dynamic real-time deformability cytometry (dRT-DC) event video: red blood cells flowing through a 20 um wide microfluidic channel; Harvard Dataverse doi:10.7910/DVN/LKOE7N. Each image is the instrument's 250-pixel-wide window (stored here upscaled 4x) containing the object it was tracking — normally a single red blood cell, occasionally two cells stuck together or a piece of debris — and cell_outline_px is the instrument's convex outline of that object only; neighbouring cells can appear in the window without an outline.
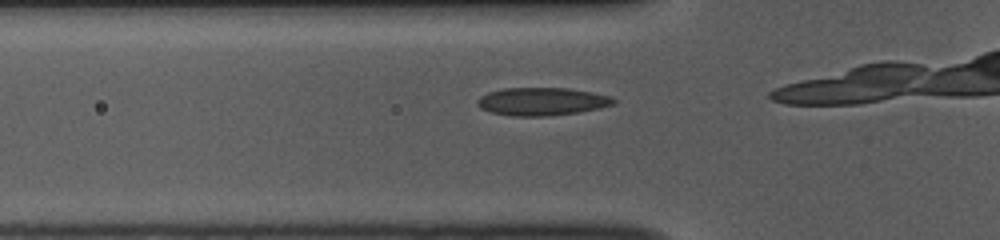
{"species": "common noctule bat (a hibernating species)", "species_latin": "Nyctalus noctula", "temperature_condition": "room temperature", "stored_images_in_passage": 13, "camera_frame_rate_fps": 3000, "um_per_image_px": 0.085, "animal": {"sex": "female", "body_mass_g": 10.0, "forearm_length_mm": 53.1}, "frame": {"image": 1, "passage_image": 8, "time_ms": 2.333, "image_size_px": [1000, 240], "cell_outline_px": [[616, 104], [600, 108], [576, 112], [544, 116], [512, 116], [492, 112], [480, 108], [476, 104], [476, 100], [480, 96], [488, 92], [504, 88], [568, 88], [592, 92], [612, 96], [616, 100]], "centroid_in_image_um": [46.06, 8.62], "position_along_channel_um": 79.7, "area_um2": 22.2}}
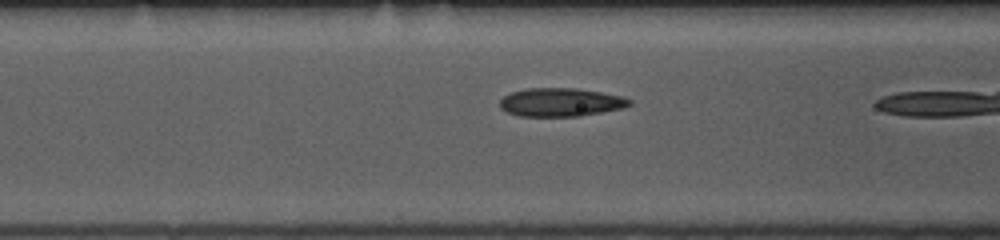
{"frame": {"image": 2, "passage_image": 11, "time_ms": 3.333, "image_size_px": [1000, 240], "cell_outline_px": [[632, 104], [624, 108], [580, 116], [520, 116], [508, 112], [500, 108], [500, 100], [504, 96], [512, 92], [524, 88], [576, 88], [624, 96], [632, 100]], "centroid_in_image_um": [47.69, 8.69], "position_along_channel_um": 118.9, "area_um2": 21.56}}